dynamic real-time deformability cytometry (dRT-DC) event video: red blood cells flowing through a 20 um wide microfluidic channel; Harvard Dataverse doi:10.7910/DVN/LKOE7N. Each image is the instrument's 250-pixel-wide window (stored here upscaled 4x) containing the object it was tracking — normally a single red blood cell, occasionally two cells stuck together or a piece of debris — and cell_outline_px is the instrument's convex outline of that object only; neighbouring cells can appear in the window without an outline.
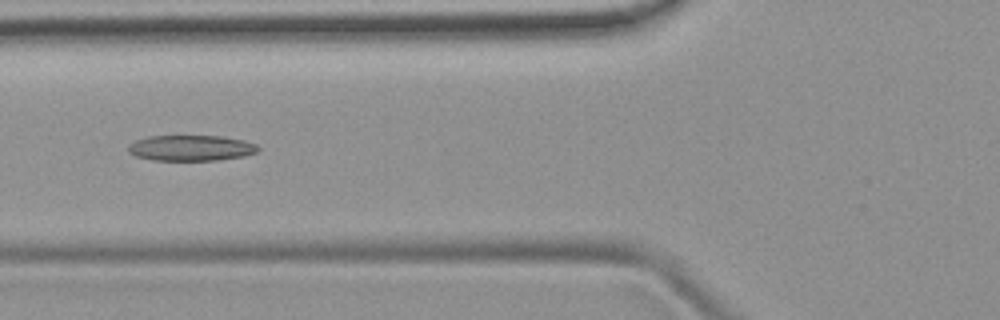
{"species": "common noctule bat (a hibernating species)", "species_latin": "Nyctalus noctula", "temperature_condition": "room temperature", "stored_images_in_passage": 33, "camera_frame_rate_fps": 3000, "um_per_image_px": 0.085, "animal": {"sex": "female", "body_mass_g": 19.9}, "frame": {"image": 1, "passage_image": 6, "time_ms": 1.667, "image_size_px": [1000, 320], "cell_outline_px": [[260, 148], [256, 152], [244, 156], [220, 160], [152, 160], [136, 156], [128, 152], [128, 144], [136, 140], [148, 136], [224, 136], [244, 140], [256, 144]], "centroid_in_image_um": [16.24, 12.57], "position_along_channel_um": 109.6, "area_um2": 19.54}}
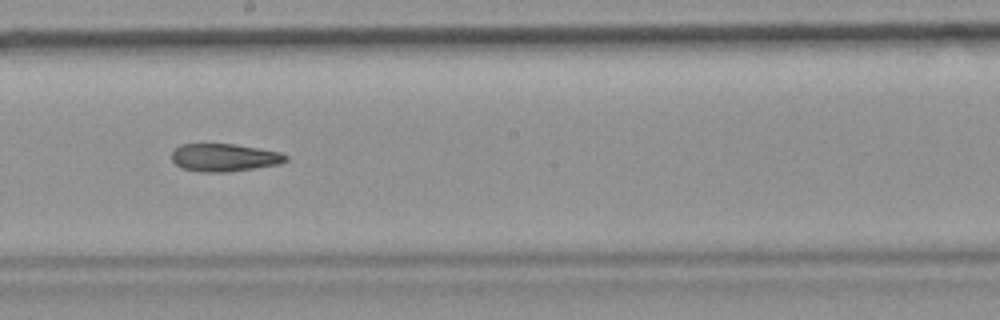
{"frame": {"image": 2, "passage_image": 15, "time_ms": 4.667, "image_size_px": [1000, 320], "cell_outline_px": [[288, 160], [280, 164], [228, 172], [200, 172], [184, 168], [176, 164], [172, 160], [172, 152], [180, 144], [232, 144], [260, 148], [280, 152], [288, 156]], "centroid_in_image_um": [19.09, 13.39], "position_along_channel_um": 229.1, "area_um2": 18.44}, "authors_computed_cell_mechanics": {"area_um2": 19.1896, "velocity_mm_per_s": 3.9932, "shape_relaxation_time_tau1_ms": null, "shape_relaxation_time_tau2_ms": 5.3827, "deformation_change_tau1": null, "deformation_change_tau2": 0.1722}}